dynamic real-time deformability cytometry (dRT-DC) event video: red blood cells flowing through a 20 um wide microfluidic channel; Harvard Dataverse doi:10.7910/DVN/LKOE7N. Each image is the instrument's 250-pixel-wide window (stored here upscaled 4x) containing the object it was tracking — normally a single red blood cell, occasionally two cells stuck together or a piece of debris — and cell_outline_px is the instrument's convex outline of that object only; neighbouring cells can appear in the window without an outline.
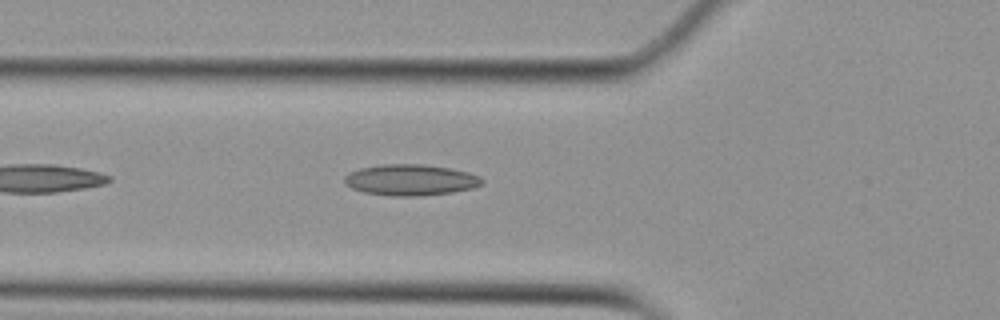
{"species": "Egyptian fruit bat (a non-hibernating species)", "species_latin": "Rousettus aegyptiacus", "temperature_condition": "cold", "stored_images_in_passage": 24, "camera_frame_rate_fps": 3000, "um_per_image_px": 0.085, "animal": {"sex": "female"}, "frame": {"image": 1, "passage_image": 4, "time_ms": 1.0, "image_size_px": [1000, 320], "cell_outline_px": [[484, 184], [472, 188], [452, 192], [416, 196], [392, 196], [364, 192], [352, 188], [344, 184], [344, 176], [348, 172], [360, 168], [380, 164], [424, 164], [448, 168], [468, 172], [480, 176], [484, 180]], "centroid_in_image_um": [34.88, 15.29], "position_along_channel_um": 90.9, "area_um2": 25.03}}
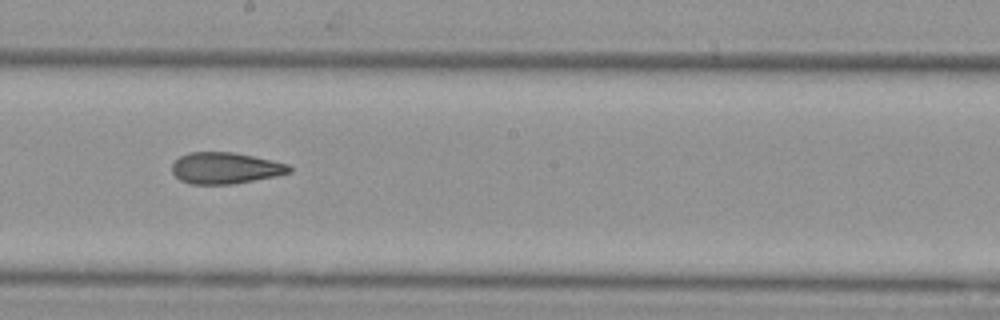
{"frame": {"image": 2, "passage_image": 15, "time_ms": 4.667, "image_size_px": [1000, 320], "cell_outline_px": [[292, 172], [276, 176], [232, 184], [188, 184], [180, 180], [172, 172], [172, 164], [180, 156], [188, 152], [232, 152], [252, 156], [288, 164], [292, 168]], "centroid_in_image_um": [19.14, 14.29], "position_along_channel_um": 229.1, "area_um2": 21.39}}
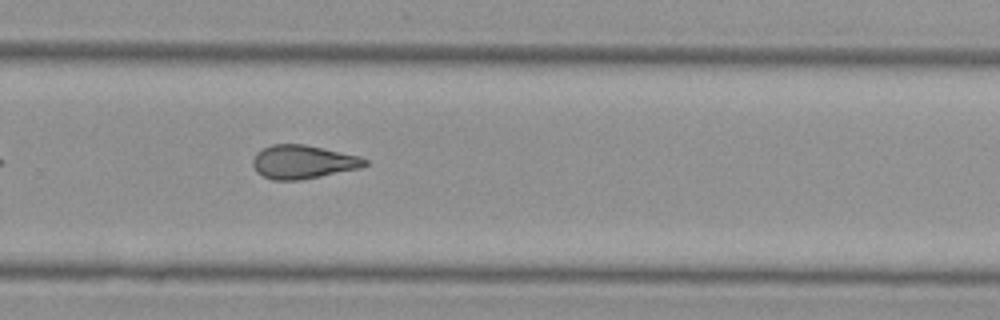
{"frame": {"image": 3, "passage_image": 21, "time_ms": 6.667, "image_size_px": [1000, 320], "cell_outline_px": [[368, 164], [360, 168], [300, 180], [272, 180], [256, 172], [252, 164], [252, 160], [256, 152], [272, 144], [304, 144], [360, 156], [368, 160]], "centroid_in_image_um": [25.74, 13.76], "position_along_channel_um": 304.1, "area_um2": 21.91}}